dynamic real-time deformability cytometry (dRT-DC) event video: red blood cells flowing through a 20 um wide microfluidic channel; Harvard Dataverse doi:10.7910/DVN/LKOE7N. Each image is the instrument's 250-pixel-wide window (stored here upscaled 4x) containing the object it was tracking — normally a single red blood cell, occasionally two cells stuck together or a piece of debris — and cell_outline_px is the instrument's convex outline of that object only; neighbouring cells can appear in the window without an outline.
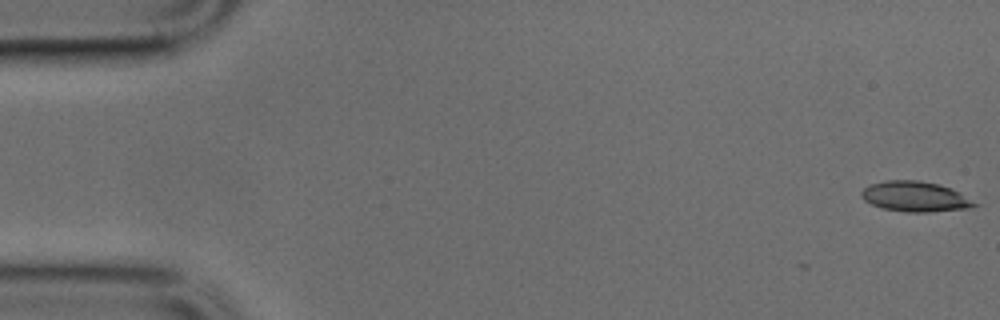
{"species": "common noctule bat (a hibernating species)", "species_latin": "Nyctalus noctula", "temperature_condition": "cold", "stored_images_in_passage": 6, "camera_frame_rate_fps": 3000, "um_per_image_px": 0.085, "animal": {"sex": "male", "body_mass_g": 17.9, "forearm_length_mm": 54.2}, "frame": {"image": 1, "passage_image": 1, "time_ms": 0.0, "image_size_px": [1000, 320], "cell_outline_px": [[980, 204], [968, 208], [928, 212], [908, 212], [884, 208], [872, 204], [864, 200], [860, 196], [860, 192], [868, 184], [888, 180], [916, 180], [940, 184], [952, 188]], "centroid_in_image_um": [77.78, 16.7], "position_along_channel_um": 7.2, "area_um2": 19.94}}